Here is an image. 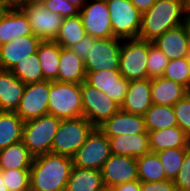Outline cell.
<instances>
[{"label":"cell","mask_w":190,"mask_h":191,"mask_svg":"<svg viewBox=\"0 0 190 191\" xmlns=\"http://www.w3.org/2000/svg\"><path fill=\"white\" fill-rule=\"evenodd\" d=\"M111 154L109 138L95 127L72 157L73 166L101 170Z\"/></svg>","instance_id":"cell-10"},{"label":"cell","mask_w":190,"mask_h":191,"mask_svg":"<svg viewBox=\"0 0 190 191\" xmlns=\"http://www.w3.org/2000/svg\"><path fill=\"white\" fill-rule=\"evenodd\" d=\"M48 114L60 119L83 117L80 84L50 81Z\"/></svg>","instance_id":"cell-3"},{"label":"cell","mask_w":190,"mask_h":191,"mask_svg":"<svg viewBox=\"0 0 190 191\" xmlns=\"http://www.w3.org/2000/svg\"><path fill=\"white\" fill-rule=\"evenodd\" d=\"M5 8H0V15H1V13H2V11L4 10Z\"/></svg>","instance_id":"cell-53"},{"label":"cell","mask_w":190,"mask_h":191,"mask_svg":"<svg viewBox=\"0 0 190 191\" xmlns=\"http://www.w3.org/2000/svg\"><path fill=\"white\" fill-rule=\"evenodd\" d=\"M112 191H141V182L139 180L126 182L111 188Z\"/></svg>","instance_id":"cell-43"},{"label":"cell","mask_w":190,"mask_h":191,"mask_svg":"<svg viewBox=\"0 0 190 191\" xmlns=\"http://www.w3.org/2000/svg\"><path fill=\"white\" fill-rule=\"evenodd\" d=\"M67 2H69L71 5H74L76 8H78L79 10H81V8H83V6L86 4V0H65Z\"/></svg>","instance_id":"cell-46"},{"label":"cell","mask_w":190,"mask_h":191,"mask_svg":"<svg viewBox=\"0 0 190 191\" xmlns=\"http://www.w3.org/2000/svg\"><path fill=\"white\" fill-rule=\"evenodd\" d=\"M152 104L174 106L189 91L181 84L164 77L151 79Z\"/></svg>","instance_id":"cell-25"},{"label":"cell","mask_w":190,"mask_h":191,"mask_svg":"<svg viewBox=\"0 0 190 191\" xmlns=\"http://www.w3.org/2000/svg\"><path fill=\"white\" fill-rule=\"evenodd\" d=\"M189 150L190 148H171L156 153L163 166L167 180L174 181Z\"/></svg>","instance_id":"cell-34"},{"label":"cell","mask_w":190,"mask_h":191,"mask_svg":"<svg viewBox=\"0 0 190 191\" xmlns=\"http://www.w3.org/2000/svg\"><path fill=\"white\" fill-rule=\"evenodd\" d=\"M187 12L190 14V0L187 1Z\"/></svg>","instance_id":"cell-50"},{"label":"cell","mask_w":190,"mask_h":191,"mask_svg":"<svg viewBox=\"0 0 190 191\" xmlns=\"http://www.w3.org/2000/svg\"><path fill=\"white\" fill-rule=\"evenodd\" d=\"M44 8L63 18L78 15L80 10L65 0H39Z\"/></svg>","instance_id":"cell-39"},{"label":"cell","mask_w":190,"mask_h":191,"mask_svg":"<svg viewBox=\"0 0 190 191\" xmlns=\"http://www.w3.org/2000/svg\"><path fill=\"white\" fill-rule=\"evenodd\" d=\"M73 167L71 157L47 153L35 156L30 168V191H65Z\"/></svg>","instance_id":"cell-1"},{"label":"cell","mask_w":190,"mask_h":191,"mask_svg":"<svg viewBox=\"0 0 190 191\" xmlns=\"http://www.w3.org/2000/svg\"><path fill=\"white\" fill-rule=\"evenodd\" d=\"M152 106L151 79L129 81L127 93L121 110L144 116Z\"/></svg>","instance_id":"cell-19"},{"label":"cell","mask_w":190,"mask_h":191,"mask_svg":"<svg viewBox=\"0 0 190 191\" xmlns=\"http://www.w3.org/2000/svg\"><path fill=\"white\" fill-rule=\"evenodd\" d=\"M147 132L177 126L173 106L152 104L144 115Z\"/></svg>","instance_id":"cell-30"},{"label":"cell","mask_w":190,"mask_h":191,"mask_svg":"<svg viewBox=\"0 0 190 191\" xmlns=\"http://www.w3.org/2000/svg\"><path fill=\"white\" fill-rule=\"evenodd\" d=\"M128 41L121 45L119 72L128 81L147 79L149 41L138 38Z\"/></svg>","instance_id":"cell-9"},{"label":"cell","mask_w":190,"mask_h":191,"mask_svg":"<svg viewBox=\"0 0 190 191\" xmlns=\"http://www.w3.org/2000/svg\"><path fill=\"white\" fill-rule=\"evenodd\" d=\"M85 79L84 60L70 48L61 47L58 77L55 81L81 84Z\"/></svg>","instance_id":"cell-24"},{"label":"cell","mask_w":190,"mask_h":191,"mask_svg":"<svg viewBox=\"0 0 190 191\" xmlns=\"http://www.w3.org/2000/svg\"><path fill=\"white\" fill-rule=\"evenodd\" d=\"M42 40L36 35L13 39L0 46V69L11 70L17 63L37 52Z\"/></svg>","instance_id":"cell-16"},{"label":"cell","mask_w":190,"mask_h":191,"mask_svg":"<svg viewBox=\"0 0 190 191\" xmlns=\"http://www.w3.org/2000/svg\"><path fill=\"white\" fill-rule=\"evenodd\" d=\"M188 61L190 63V51H188V55H187Z\"/></svg>","instance_id":"cell-52"},{"label":"cell","mask_w":190,"mask_h":191,"mask_svg":"<svg viewBox=\"0 0 190 191\" xmlns=\"http://www.w3.org/2000/svg\"><path fill=\"white\" fill-rule=\"evenodd\" d=\"M94 128L85 117L61 119L51 153L72 158Z\"/></svg>","instance_id":"cell-5"},{"label":"cell","mask_w":190,"mask_h":191,"mask_svg":"<svg viewBox=\"0 0 190 191\" xmlns=\"http://www.w3.org/2000/svg\"><path fill=\"white\" fill-rule=\"evenodd\" d=\"M61 47L55 41H41L37 48V56L43 78L55 81L58 77Z\"/></svg>","instance_id":"cell-27"},{"label":"cell","mask_w":190,"mask_h":191,"mask_svg":"<svg viewBox=\"0 0 190 191\" xmlns=\"http://www.w3.org/2000/svg\"><path fill=\"white\" fill-rule=\"evenodd\" d=\"M100 191H112V189L111 188H106V187H104L102 190H100Z\"/></svg>","instance_id":"cell-51"},{"label":"cell","mask_w":190,"mask_h":191,"mask_svg":"<svg viewBox=\"0 0 190 191\" xmlns=\"http://www.w3.org/2000/svg\"><path fill=\"white\" fill-rule=\"evenodd\" d=\"M83 117L94 127L100 126L105 120L116 114L121 106L101 92L89 85L85 80L80 84Z\"/></svg>","instance_id":"cell-11"},{"label":"cell","mask_w":190,"mask_h":191,"mask_svg":"<svg viewBox=\"0 0 190 191\" xmlns=\"http://www.w3.org/2000/svg\"><path fill=\"white\" fill-rule=\"evenodd\" d=\"M186 36H187V42H188V48L190 51V14L186 12L185 17L183 18V23H182Z\"/></svg>","instance_id":"cell-45"},{"label":"cell","mask_w":190,"mask_h":191,"mask_svg":"<svg viewBox=\"0 0 190 191\" xmlns=\"http://www.w3.org/2000/svg\"><path fill=\"white\" fill-rule=\"evenodd\" d=\"M113 37L123 39H136L139 36L142 24V13L130 0H106Z\"/></svg>","instance_id":"cell-6"},{"label":"cell","mask_w":190,"mask_h":191,"mask_svg":"<svg viewBox=\"0 0 190 191\" xmlns=\"http://www.w3.org/2000/svg\"><path fill=\"white\" fill-rule=\"evenodd\" d=\"M25 86L11 71L0 69V111L16 112Z\"/></svg>","instance_id":"cell-20"},{"label":"cell","mask_w":190,"mask_h":191,"mask_svg":"<svg viewBox=\"0 0 190 191\" xmlns=\"http://www.w3.org/2000/svg\"><path fill=\"white\" fill-rule=\"evenodd\" d=\"M10 71L24 84L42 82L45 80L37 52L17 63Z\"/></svg>","instance_id":"cell-33"},{"label":"cell","mask_w":190,"mask_h":191,"mask_svg":"<svg viewBox=\"0 0 190 191\" xmlns=\"http://www.w3.org/2000/svg\"><path fill=\"white\" fill-rule=\"evenodd\" d=\"M60 121V118L45 114L24 123L22 142L34 157L51 153Z\"/></svg>","instance_id":"cell-4"},{"label":"cell","mask_w":190,"mask_h":191,"mask_svg":"<svg viewBox=\"0 0 190 191\" xmlns=\"http://www.w3.org/2000/svg\"><path fill=\"white\" fill-rule=\"evenodd\" d=\"M153 43L169 60L181 59L188 55V42L183 25L167 30Z\"/></svg>","instance_id":"cell-22"},{"label":"cell","mask_w":190,"mask_h":191,"mask_svg":"<svg viewBox=\"0 0 190 191\" xmlns=\"http://www.w3.org/2000/svg\"><path fill=\"white\" fill-rule=\"evenodd\" d=\"M8 5H6L2 0H0V8H6Z\"/></svg>","instance_id":"cell-49"},{"label":"cell","mask_w":190,"mask_h":191,"mask_svg":"<svg viewBox=\"0 0 190 191\" xmlns=\"http://www.w3.org/2000/svg\"><path fill=\"white\" fill-rule=\"evenodd\" d=\"M86 31L80 14L64 18L59 33L54 40L60 47L70 48L86 37Z\"/></svg>","instance_id":"cell-31"},{"label":"cell","mask_w":190,"mask_h":191,"mask_svg":"<svg viewBox=\"0 0 190 191\" xmlns=\"http://www.w3.org/2000/svg\"><path fill=\"white\" fill-rule=\"evenodd\" d=\"M186 12L187 0H157L149 10L142 14L138 39L155 41L167 30L182 25L181 18L185 17L183 15Z\"/></svg>","instance_id":"cell-2"},{"label":"cell","mask_w":190,"mask_h":191,"mask_svg":"<svg viewBox=\"0 0 190 191\" xmlns=\"http://www.w3.org/2000/svg\"><path fill=\"white\" fill-rule=\"evenodd\" d=\"M8 191H30V169L1 170Z\"/></svg>","instance_id":"cell-36"},{"label":"cell","mask_w":190,"mask_h":191,"mask_svg":"<svg viewBox=\"0 0 190 191\" xmlns=\"http://www.w3.org/2000/svg\"><path fill=\"white\" fill-rule=\"evenodd\" d=\"M169 59L160 51V49L153 43L149 42V52L147 59L148 78L161 77L168 65Z\"/></svg>","instance_id":"cell-37"},{"label":"cell","mask_w":190,"mask_h":191,"mask_svg":"<svg viewBox=\"0 0 190 191\" xmlns=\"http://www.w3.org/2000/svg\"><path fill=\"white\" fill-rule=\"evenodd\" d=\"M173 183L176 190H190V150L186 153Z\"/></svg>","instance_id":"cell-40"},{"label":"cell","mask_w":190,"mask_h":191,"mask_svg":"<svg viewBox=\"0 0 190 191\" xmlns=\"http://www.w3.org/2000/svg\"><path fill=\"white\" fill-rule=\"evenodd\" d=\"M70 49L76 53L80 59L85 60L88 57L89 49V36L87 35L75 45L71 46Z\"/></svg>","instance_id":"cell-42"},{"label":"cell","mask_w":190,"mask_h":191,"mask_svg":"<svg viewBox=\"0 0 190 191\" xmlns=\"http://www.w3.org/2000/svg\"><path fill=\"white\" fill-rule=\"evenodd\" d=\"M80 10L86 35L96 39L113 37L110 12L106 0H94Z\"/></svg>","instance_id":"cell-13"},{"label":"cell","mask_w":190,"mask_h":191,"mask_svg":"<svg viewBox=\"0 0 190 191\" xmlns=\"http://www.w3.org/2000/svg\"><path fill=\"white\" fill-rule=\"evenodd\" d=\"M104 187L113 188L117 185L138 180L137 158L111 154L101 168Z\"/></svg>","instance_id":"cell-14"},{"label":"cell","mask_w":190,"mask_h":191,"mask_svg":"<svg viewBox=\"0 0 190 191\" xmlns=\"http://www.w3.org/2000/svg\"><path fill=\"white\" fill-rule=\"evenodd\" d=\"M131 3L143 14L149 10L157 0H130Z\"/></svg>","instance_id":"cell-44"},{"label":"cell","mask_w":190,"mask_h":191,"mask_svg":"<svg viewBox=\"0 0 190 191\" xmlns=\"http://www.w3.org/2000/svg\"><path fill=\"white\" fill-rule=\"evenodd\" d=\"M85 81L97 90L104 92L120 106L123 104L129 81L121 75L119 70L87 72Z\"/></svg>","instance_id":"cell-15"},{"label":"cell","mask_w":190,"mask_h":191,"mask_svg":"<svg viewBox=\"0 0 190 191\" xmlns=\"http://www.w3.org/2000/svg\"><path fill=\"white\" fill-rule=\"evenodd\" d=\"M138 180L155 182L167 180L160 159L156 153H148L137 158Z\"/></svg>","instance_id":"cell-32"},{"label":"cell","mask_w":190,"mask_h":191,"mask_svg":"<svg viewBox=\"0 0 190 191\" xmlns=\"http://www.w3.org/2000/svg\"><path fill=\"white\" fill-rule=\"evenodd\" d=\"M34 156L23 142H18L0 150V170L30 169Z\"/></svg>","instance_id":"cell-28"},{"label":"cell","mask_w":190,"mask_h":191,"mask_svg":"<svg viewBox=\"0 0 190 191\" xmlns=\"http://www.w3.org/2000/svg\"><path fill=\"white\" fill-rule=\"evenodd\" d=\"M0 191H8L7 187L5 186L1 170H0Z\"/></svg>","instance_id":"cell-47"},{"label":"cell","mask_w":190,"mask_h":191,"mask_svg":"<svg viewBox=\"0 0 190 191\" xmlns=\"http://www.w3.org/2000/svg\"><path fill=\"white\" fill-rule=\"evenodd\" d=\"M150 152L171 148H190V137L178 126L148 132Z\"/></svg>","instance_id":"cell-21"},{"label":"cell","mask_w":190,"mask_h":191,"mask_svg":"<svg viewBox=\"0 0 190 191\" xmlns=\"http://www.w3.org/2000/svg\"><path fill=\"white\" fill-rule=\"evenodd\" d=\"M120 40L123 41L116 37L96 39L89 36L88 57L84 60L86 73L119 70Z\"/></svg>","instance_id":"cell-7"},{"label":"cell","mask_w":190,"mask_h":191,"mask_svg":"<svg viewBox=\"0 0 190 191\" xmlns=\"http://www.w3.org/2000/svg\"><path fill=\"white\" fill-rule=\"evenodd\" d=\"M50 81L26 84L16 114L24 121L48 114Z\"/></svg>","instance_id":"cell-12"},{"label":"cell","mask_w":190,"mask_h":191,"mask_svg":"<svg viewBox=\"0 0 190 191\" xmlns=\"http://www.w3.org/2000/svg\"><path fill=\"white\" fill-rule=\"evenodd\" d=\"M6 5H18L20 3V0H2Z\"/></svg>","instance_id":"cell-48"},{"label":"cell","mask_w":190,"mask_h":191,"mask_svg":"<svg viewBox=\"0 0 190 191\" xmlns=\"http://www.w3.org/2000/svg\"><path fill=\"white\" fill-rule=\"evenodd\" d=\"M162 77L179 83L190 91V63L188 58L169 60Z\"/></svg>","instance_id":"cell-35"},{"label":"cell","mask_w":190,"mask_h":191,"mask_svg":"<svg viewBox=\"0 0 190 191\" xmlns=\"http://www.w3.org/2000/svg\"><path fill=\"white\" fill-rule=\"evenodd\" d=\"M177 126L190 137V91L173 106Z\"/></svg>","instance_id":"cell-38"},{"label":"cell","mask_w":190,"mask_h":191,"mask_svg":"<svg viewBox=\"0 0 190 191\" xmlns=\"http://www.w3.org/2000/svg\"><path fill=\"white\" fill-rule=\"evenodd\" d=\"M103 188L100 170L73 166L65 191H100Z\"/></svg>","instance_id":"cell-26"},{"label":"cell","mask_w":190,"mask_h":191,"mask_svg":"<svg viewBox=\"0 0 190 191\" xmlns=\"http://www.w3.org/2000/svg\"><path fill=\"white\" fill-rule=\"evenodd\" d=\"M27 16L32 33L42 41H54L63 17L42 6L39 0H24L17 5Z\"/></svg>","instance_id":"cell-8"},{"label":"cell","mask_w":190,"mask_h":191,"mask_svg":"<svg viewBox=\"0 0 190 191\" xmlns=\"http://www.w3.org/2000/svg\"><path fill=\"white\" fill-rule=\"evenodd\" d=\"M28 35L33 33L27 16L17 5L7 6L0 15V46Z\"/></svg>","instance_id":"cell-17"},{"label":"cell","mask_w":190,"mask_h":191,"mask_svg":"<svg viewBox=\"0 0 190 191\" xmlns=\"http://www.w3.org/2000/svg\"><path fill=\"white\" fill-rule=\"evenodd\" d=\"M108 138L110 141L112 154L138 158L150 153L148 133H138L135 135H122Z\"/></svg>","instance_id":"cell-23"},{"label":"cell","mask_w":190,"mask_h":191,"mask_svg":"<svg viewBox=\"0 0 190 191\" xmlns=\"http://www.w3.org/2000/svg\"><path fill=\"white\" fill-rule=\"evenodd\" d=\"M24 123L15 112L0 111V150L22 141Z\"/></svg>","instance_id":"cell-29"},{"label":"cell","mask_w":190,"mask_h":191,"mask_svg":"<svg viewBox=\"0 0 190 191\" xmlns=\"http://www.w3.org/2000/svg\"><path fill=\"white\" fill-rule=\"evenodd\" d=\"M97 128L107 137L148 133L144 116L127 113L121 109Z\"/></svg>","instance_id":"cell-18"},{"label":"cell","mask_w":190,"mask_h":191,"mask_svg":"<svg viewBox=\"0 0 190 191\" xmlns=\"http://www.w3.org/2000/svg\"><path fill=\"white\" fill-rule=\"evenodd\" d=\"M141 191H176L172 180L141 182Z\"/></svg>","instance_id":"cell-41"}]
</instances>
